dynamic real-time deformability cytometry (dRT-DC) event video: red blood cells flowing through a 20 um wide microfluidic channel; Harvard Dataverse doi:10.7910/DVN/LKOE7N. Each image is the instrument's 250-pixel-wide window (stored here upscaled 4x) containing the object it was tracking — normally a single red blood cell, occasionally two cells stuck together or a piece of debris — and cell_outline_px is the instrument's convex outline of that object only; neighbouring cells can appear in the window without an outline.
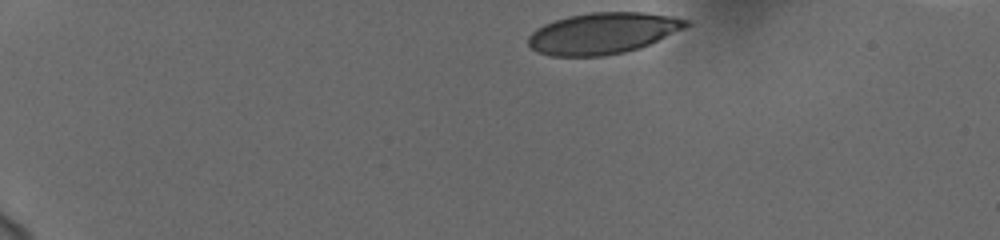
{"species": "human", "species_latin": "Homo sapiens", "temperature_condition": "cold", "stored_images_in_passage": 40, "camera_frame_rate_fps": 3000, "um_per_image_px": 0.085, "donor": {"sex": "female"}, "frame": {"image": 1, "passage_image": 1, "time_ms": 0.0, "image_size_px": [1000, 240], "cell_outline_px": [[692, 24], [684, 28], [640, 48], [624, 52], [604, 56], [552, 56], [536, 52], [528, 44], [528, 36], [536, 28], [544, 24], [568, 16], [592, 12], [644, 12], [672, 16], [688, 20]], "centroid_in_image_um": [51.22, 2.82], "position_along_channel_um": 33.8, "area_um2": 37.92}}
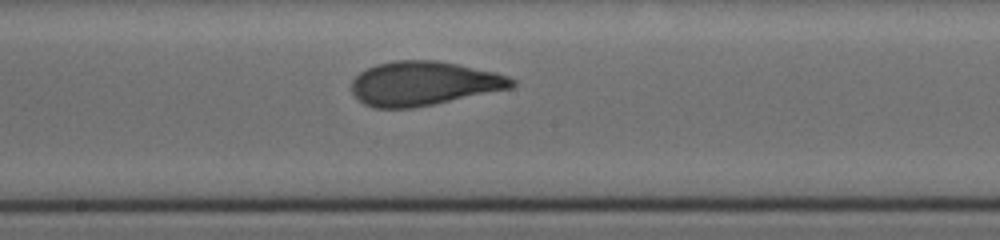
{"frame": {"image": 2, "passage_image": 23, "time_ms": 7.333, "image_size_px": [1000, 240], "cell_outline_px": [[516, 84], [512, 88], [412, 108], [376, 108], [364, 104], [352, 92], [352, 80], [360, 72], [376, 64], [396, 60], [436, 60], [496, 72], [508, 76], [516, 80]], "centroid_in_image_um": [36.02, 7.09], "position_along_channel_um": 212.2, "area_um2": 40.98}}
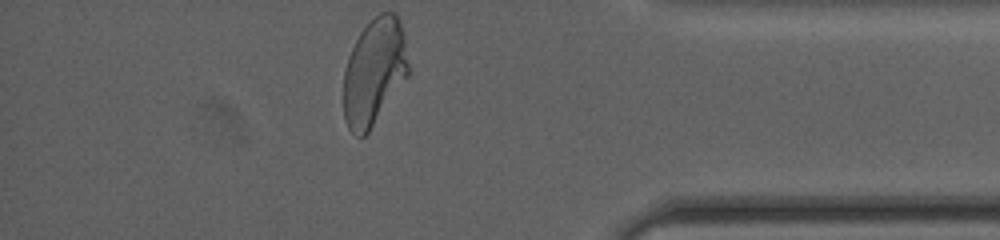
{"frame": {"image": 3, "passage_image": 40, "time_ms": 13.0, "image_size_px": [1000, 240], "cell_outline_px": [[408, 76], [368, 132], [364, 136], [356, 136], [348, 128], [344, 120], [344, 68], [348, 56], [360, 32], [380, 12], [396, 12], [400, 20], [404, 36], [408, 64]], "centroid_in_image_um": [31.8, 6.1], "position_along_channel_um": 403.4, "area_um2": 40.11}, "authors_computed_cell_mechanics": {"area_um2": 40.4311, "velocity_mm_per_s": 3.7158, "shape_relaxation_time_tau1_ms": 3.9457, "shape_relaxation_time_tau2_ms": 0.8767, "deformation_change_tau1": 0.1797, "deformation_change_tau2": 0.0815}}